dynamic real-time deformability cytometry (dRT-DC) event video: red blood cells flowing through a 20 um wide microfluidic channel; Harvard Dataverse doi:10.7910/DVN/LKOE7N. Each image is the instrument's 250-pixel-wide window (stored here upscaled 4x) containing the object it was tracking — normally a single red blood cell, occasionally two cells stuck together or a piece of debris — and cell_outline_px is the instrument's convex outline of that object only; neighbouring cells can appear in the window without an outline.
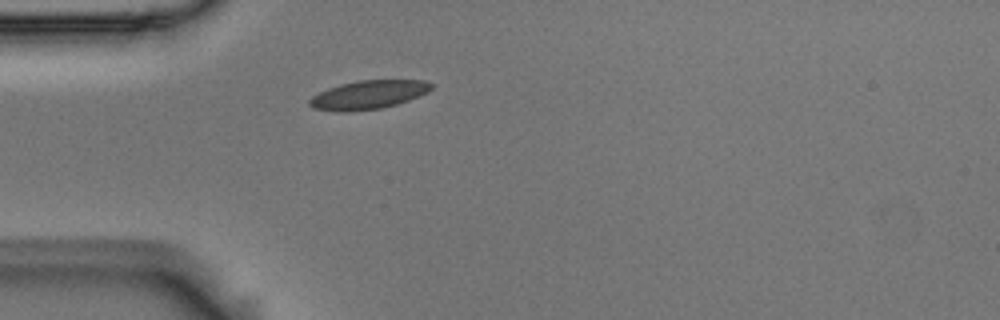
{"species": "Egyptian fruit bat (a non-hibernating species)", "species_latin": "Rousettus aegyptiacus", "temperature_condition": "room temperature", "stored_images_in_passage": 40, "camera_frame_rate_fps": 3000, "um_per_image_px": 0.085, "animal": {"sex": "male"}, "frame": {"image": 1, "passage_image": 1, "time_ms": 0.0, "image_size_px": [1000, 320], "cell_outline_px": [[436, 84], [428, 92], [408, 100], [396, 104], [380, 108], [344, 112], [340, 112], [312, 108], [308, 104], [308, 100], [312, 96], [328, 88], [340, 84], [356, 80], [424, 80]], "centroid_in_image_um": [31.31, 8.04], "position_along_channel_um": 53.7, "area_um2": 20.4}}
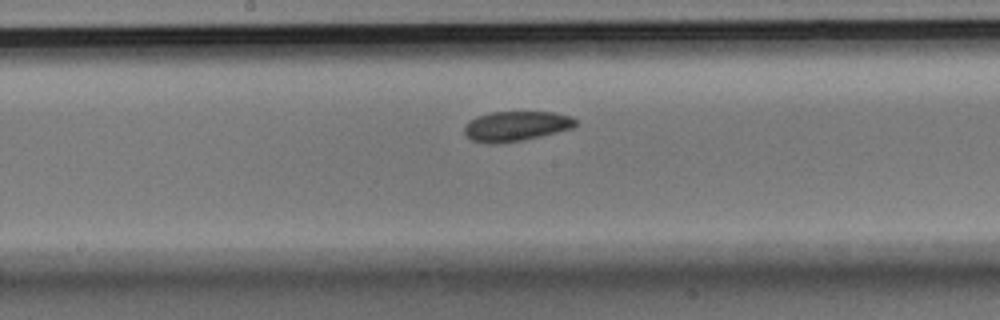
{"frame": {"image": 2, "passage_image": 14, "time_ms": 4.333, "image_size_px": [1000, 320], "cell_outline_px": [[576, 124], [572, 128], [524, 140], [496, 144], [488, 144], [472, 140], [464, 132], [464, 128], [476, 116], [488, 112], [556, 112], [572, 116], [576, 120]], "centroid_in_image_um": [43.87, 10.72], "position_along_channel_um": 204.3, "area_um2": 19.36}}
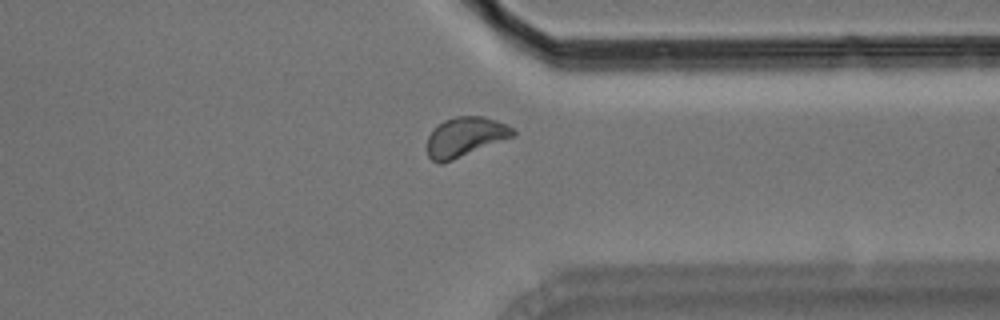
{"frame": {"image": 3, "passage_image": 28, "time_ms": 9.0, "image_size_px": [1000, 320], "cell_outline_px": [[516, 136], [452, 160], [440, 164], [432, 160], [428, 156], [428, 136], [432, 128], [436, 124], [444, 120], [456, 116], [484, 116], [508, 124], [516, 132]], "centroid_in_image_um": [39.55, 11.62], "position_along_channel_um": 371.8, "area_um2": 20.0}, "authors_computed_cell_mechanics": {"area_um2": 19.652, "velocity_mm_per_s": 3.6256, "shape_relaxation_time_tau1_ms": 3.1283, "shape_relaxation_time_tau2_ms": 2.6383, "deformation_change_tau1": 0.0566, "deformation_change_tau2": 0.0574}}